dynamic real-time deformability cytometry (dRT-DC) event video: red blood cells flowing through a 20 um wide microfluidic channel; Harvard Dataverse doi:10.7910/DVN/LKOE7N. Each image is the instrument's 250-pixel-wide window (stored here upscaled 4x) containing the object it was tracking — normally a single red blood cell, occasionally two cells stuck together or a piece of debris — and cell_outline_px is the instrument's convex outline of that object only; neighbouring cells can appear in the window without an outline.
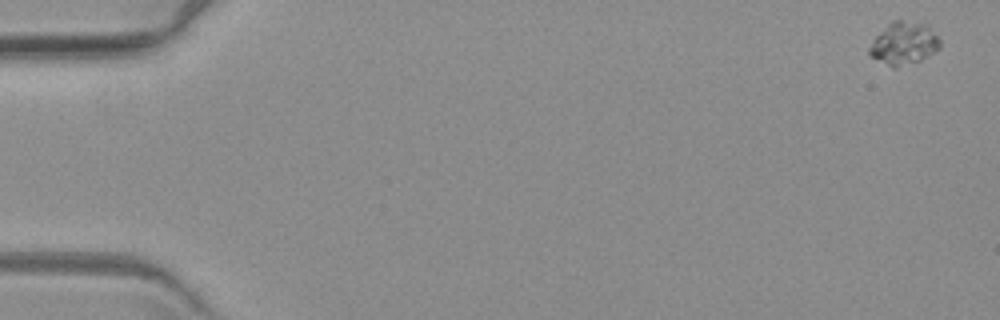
{"species": "common noctule bat (a hibernating species)", "species_latin": "Nyctalus noctula", "temperature_condition": "warm", "stored_images_in_passage": 5, "camera_frame_rate_fps": 3000, "um_per_image_px": 0.085, "animal": {"sex": "female", "body_mass_g": 19.3, "forearm_length_mm": 54.1}, "frame": {"image": 1, "passage_image": 1, "time_ms": 0.0, "image_size_px": [1000, 320], "cell_outline_px": [[940, 48], [920, 60], [896, 68], [892, 68], [872, 56], [868, 52], [868, 48], [872, 40], [892, 20], [900, 20], [928, 24], [940, 40]], "centroid_in_image_um": [76.82, 3.68], "position_along_channel_um": 8.2, "area_um2": 17.4}}
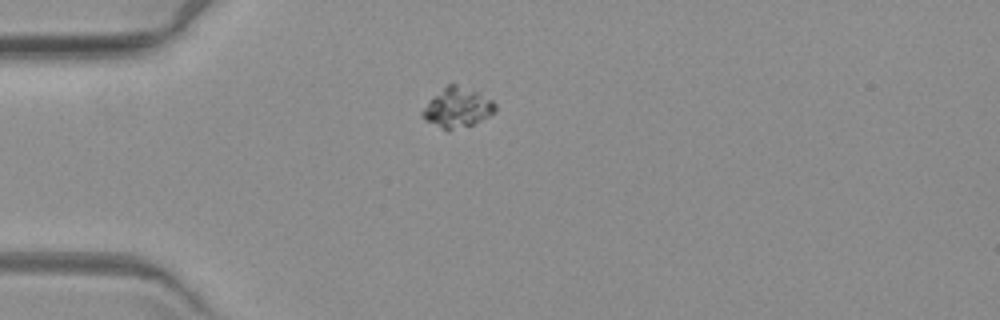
{"frame": {"image": 2, "passage_image": 5, "time_ms": 5.0, "image_size_px": [1000, 320], "cell_outline_px": [[496, 112], [472, 124], [452, 128], [440, 128], [424, 120], [420, 116], [420, 112], [428, 100], [448, 84], [456, 84], [476, 92], [492, 100], [496, 104]], "centroid_in_image_um": [38.83, 9.14], "position_along_channel_um": 46.2, "area_um2": 16.47}}